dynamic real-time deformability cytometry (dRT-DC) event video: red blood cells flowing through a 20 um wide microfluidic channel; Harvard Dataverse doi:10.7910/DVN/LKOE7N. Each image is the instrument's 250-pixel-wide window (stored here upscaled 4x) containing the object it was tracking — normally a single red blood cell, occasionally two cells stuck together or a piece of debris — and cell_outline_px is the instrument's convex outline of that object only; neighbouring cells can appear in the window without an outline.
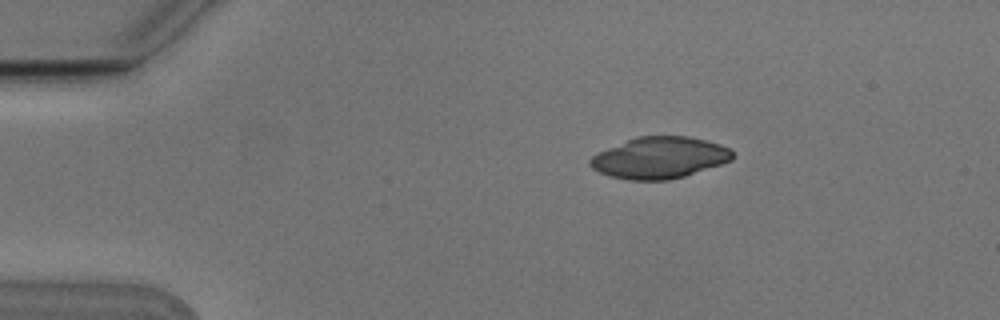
{"species": "Egyptian fruit bat (a non-hibernating species)", "species_latin": "Rousettus aegyptiacus", "temperature_condition": "cold", "stored_images_in_passage": 3, "camera_frame_rate_fps": 3000, "um_per_image_px": 0.085, "animal": {"sex": "male"}, "frame": {"image": 1, "passage_image": 2, "time_ms": 0.333, "image_size_px": [1000, 320], "cell_outline_px": [[736, 156], [732, 160], [684, 176], [668, 180], [628, 180], [612, 176], [600, 172], [592, 168], [588, 164], [588, 160], [592, 156], [600, 152], [628, 140], [640, 136], [688, 136], [720, 144], [728, 148]], "centroid_in_image_um": [56.07, 13.41], "position_along_channel_um": 28.9, "area_um2": 33.99}}